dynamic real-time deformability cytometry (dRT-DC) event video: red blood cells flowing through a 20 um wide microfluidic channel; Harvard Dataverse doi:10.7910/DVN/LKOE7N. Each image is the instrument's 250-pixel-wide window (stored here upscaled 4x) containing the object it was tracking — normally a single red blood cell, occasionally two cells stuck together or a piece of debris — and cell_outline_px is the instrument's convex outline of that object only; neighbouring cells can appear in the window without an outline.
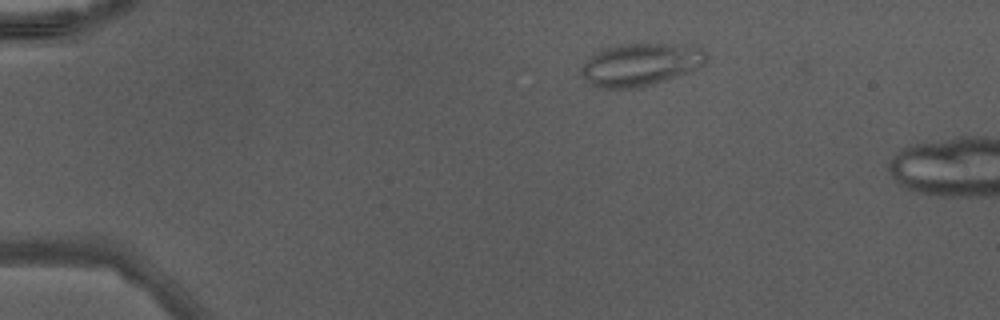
{"species": "Egyptian fruit bat (a non-hibernating species)", "species_latin": "Rousettus aegyptiacus", "temperature_condition": "warm", "stored_images_in_passage": 8, "camera_frame_rate_fps": 3000, "um_per_image_px": 0.085, "animal": {"sex": "male"}, "frame": {"image": 1, "passage_image": 1, "time_ms": 0.0, "image_size_px": [1000, 320], "cell_outline_px": [[708, 56], [704, 64], [692, 72], [652, 84], [636, 88], [596, 88], [588, 84], [584, 80], [580, 72], [580, 68], [592, 56], [608, 48], [620, 44], [696, 44], [704, 48]], "centroid_in_image_um": [54.52, 5.49], "position_along_channel_um": 30.5, "area_um2": 31.39}}